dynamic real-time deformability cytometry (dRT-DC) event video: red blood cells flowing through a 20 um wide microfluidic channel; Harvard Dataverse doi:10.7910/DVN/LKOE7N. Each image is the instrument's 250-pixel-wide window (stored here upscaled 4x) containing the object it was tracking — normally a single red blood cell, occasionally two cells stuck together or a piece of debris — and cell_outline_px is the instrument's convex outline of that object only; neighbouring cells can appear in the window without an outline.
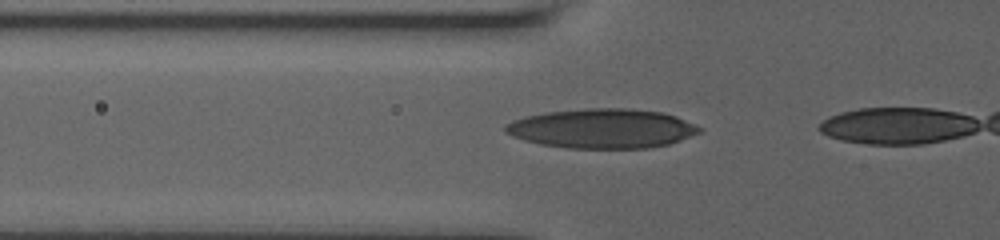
{"species": "human", "species_latin": "Homo sapiens", "temperature_condition": "room temperature", "stored_images_in_passage": 17, "camera_frame_rate_fps": 3000, "um_per_image_px": 0.085, "donor": {"sex": "male"}, "frame": {"image": 1, "passage_image": 15, "time_ms": 4.667, "image_size_px": [1000, 240], "cell_outline_px": [[704, 128], [700, 132], [680, 140], [668, 144], [648, 148], [568, 148], [540, 144], [524, 140], [512, 136], [504, 132], [504, 124], [512, 120], [524, 116], [548, 112], [584, 108], [624, 108], [660, 112], [676, 116]], "centroid_in_image_um": [51.15, 10.92], "position_along_channel_um": 74.6, "area_um2": 44.68}}